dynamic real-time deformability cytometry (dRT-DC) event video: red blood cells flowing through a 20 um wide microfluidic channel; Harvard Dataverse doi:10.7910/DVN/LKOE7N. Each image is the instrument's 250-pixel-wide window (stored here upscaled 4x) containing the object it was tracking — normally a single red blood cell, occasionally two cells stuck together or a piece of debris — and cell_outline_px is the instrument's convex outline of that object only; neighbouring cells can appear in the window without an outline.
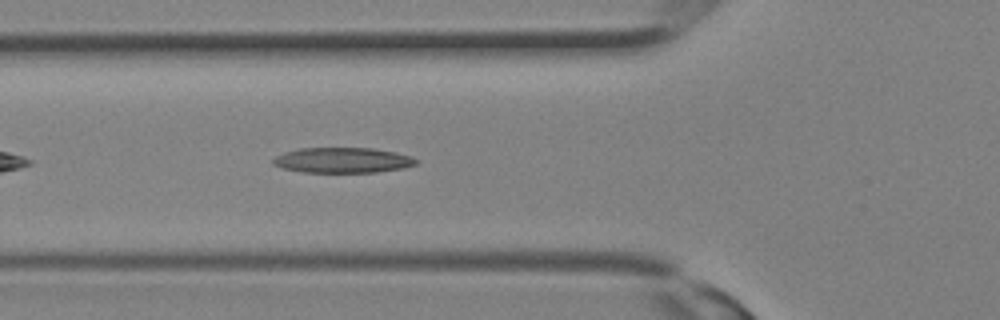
{"species": "Egyptian fruit bat (a non-hibernating species)", "species_latin": "Rousettus aegyptiacus", "temperature_condition": "room temperature", "stored_images_in_passage": 4, "camera_frame_rate_fps": 3000, "um_per_image_px": 0.085, "animal": {"sex": "female"}, "frame": {"image": 1, "passage_image": 2, "time_ms": 0.333, "image_size_px": [1000, 320], "cell_outline_px": [[420, 160], [416, 164], [400, 168], [376, 172], [304, 172], [284, 168], [272, 164], [272, 160], [276, 156], [284, 152], [296, 148], [372, 148], [396, 152], [412, 156]], "centroid_in_image_um": [29.12, 13.6], "position_along_channel_um": 96.7, "area_um2": 21.1}}
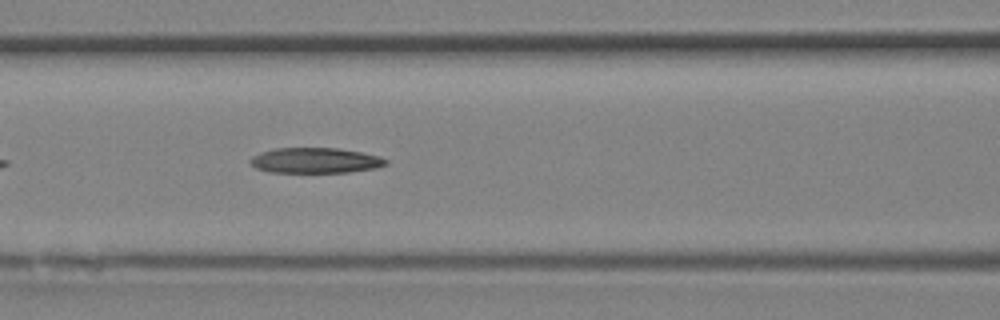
{"frame": {"image": 2, "passage_image": 4, "time_ms": 1.0, "image_size_px": [1000, 320], "cell_outline_px": [[388, 164], [376, 168], [348, 172], [268, 172], [256, 168], [248, 160], [252, 156], [276, 148], [336, 148], [360, 152], [380, 156], [388, 160]], "centroid_in_image_um": [26.82, 13.64], "position_along_channel_um": 139.8, "area_um2": 19.94}}